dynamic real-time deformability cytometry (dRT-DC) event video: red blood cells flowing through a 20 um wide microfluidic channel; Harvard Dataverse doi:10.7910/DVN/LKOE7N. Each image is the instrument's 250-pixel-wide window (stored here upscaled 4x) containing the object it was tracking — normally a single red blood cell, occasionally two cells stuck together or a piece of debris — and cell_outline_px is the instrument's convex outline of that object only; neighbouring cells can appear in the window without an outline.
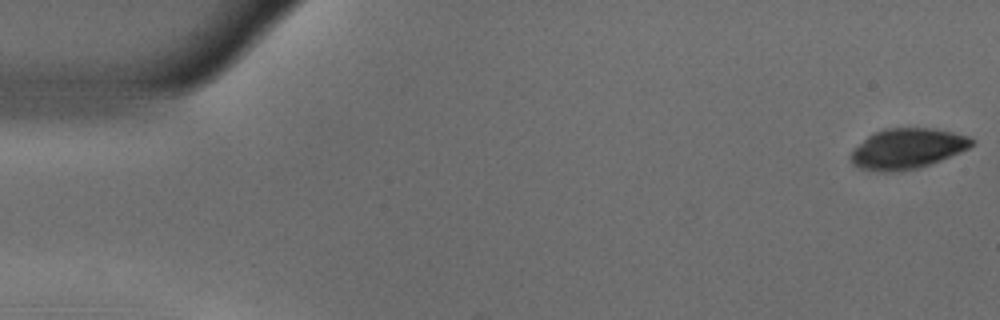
{"species": "common noctule bat (a hibernating species)", "species_latin": "Nyctalus noctula", "temperature_condition": "warm", "stored_images_in_passage": 54, "camera_frame_rate_fps": 3000, "um_per_image_px": 0.085, "animal": {"sex": "male", "body_mass_g": 18.8}, "frame": {"image": 1, "passage_image": 1, "time_ms": 0.0, "image_size_px": [1000, 320], "cell_outline_px": [[976, 140], [968, 148], [960, 152], [940, 160], [916, 168], [888, 172], [884, 172], [860, 168], [852, 164], [852, 152], [872, 132], [884, 128], [936, 128], [968, 136]], "centroid_in_image_um": [77.13, 12.61], "position_along_channel_um": 7.9, "area_um2": 28.03}}
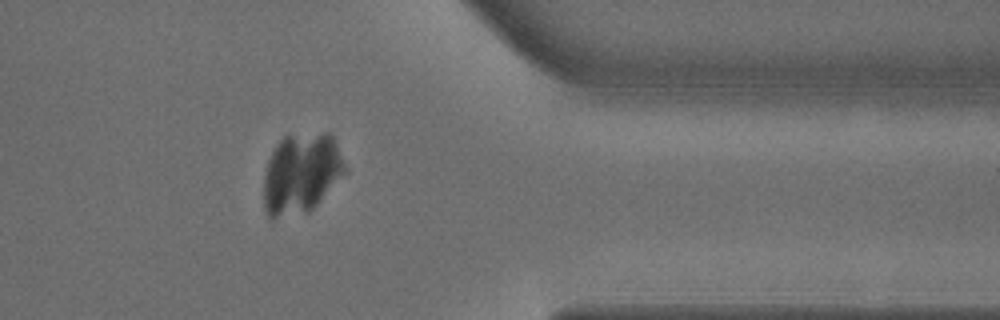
{"frame": {"image": 2, "passage_image": 44, "time_ms": 14.333, "image_size_px": [1000, 320], "cell_outline_px": [[348, 168], [316, 204], [308, 212], [272, 220], [268, 216], [264, 208], [264, 176], [268, 160], [276, 144], [284, 136], [324, 132], [328, 132], [332, 136]], "centroid_in_image_um": [25.57, 14.74], "position_along_channel_um": 385.8, "area_um2": 37.92}}
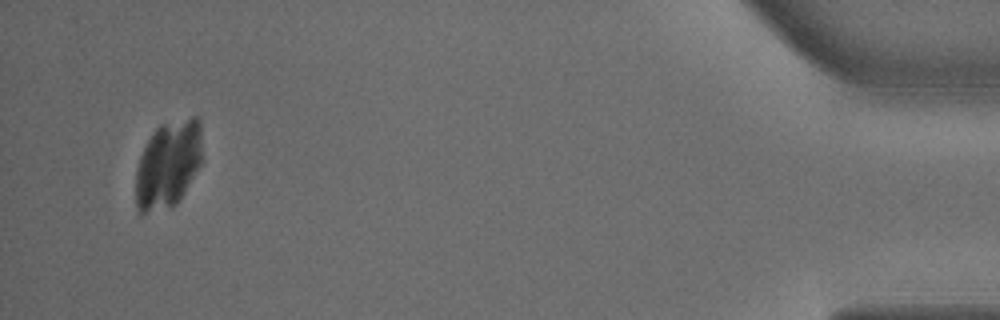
{"frame": {"image": 3, "passage_image": 52, "time_ms": 17.0, "image_size_px": [1000, 320], "cell_outline_px": [[204, 160], [184, 192], [176, 204], [172, 208], [144, 212], [136, 212], [136, 168], [140, 156], [148, 140], [156, 128], [160, 124], [192, 116], [196, 116], [200, 120]], "centroid_in_image_um": [14.33, 13.95], "position_along_channel_um": 420.9, "area_um2": 34.39}}